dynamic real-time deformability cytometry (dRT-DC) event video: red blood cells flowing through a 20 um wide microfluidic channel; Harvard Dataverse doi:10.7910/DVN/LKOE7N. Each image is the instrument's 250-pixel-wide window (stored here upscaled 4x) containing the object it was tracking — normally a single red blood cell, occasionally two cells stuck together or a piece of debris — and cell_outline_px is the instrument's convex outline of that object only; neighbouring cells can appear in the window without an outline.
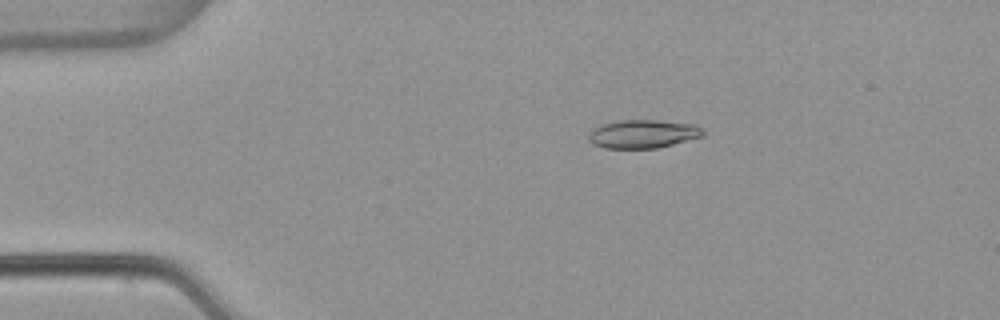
{"species": "common noctule bat (a hibernating species)", "species_latin": "Nyctalus noctula", "temperature_condition": "warm", "stored_images_in_passage": 7, "camera_frame_rate_fps": 3000, "um_per_image_px": 0.085, "animal": {"sex": "female", "body_mass_g": 22.7, "forearm_length_mm": 54.2}, "frame": {"image": 1, "passage_image": 3, "time_ms": 0.667, "image_size_px": [1000, 320], "cell_outline_px": [[704, 136], [656, 148], [604, 148], [592, 144], [588, 140], [588, 136], [592, 128], [600, 124], [620, 120], [660, 120], [696, 124], [704, 128]], "centroid_in_image_um": [54.65, 11.37], "position_along_channel_um": 30.4, "area_um2": 19.19}}
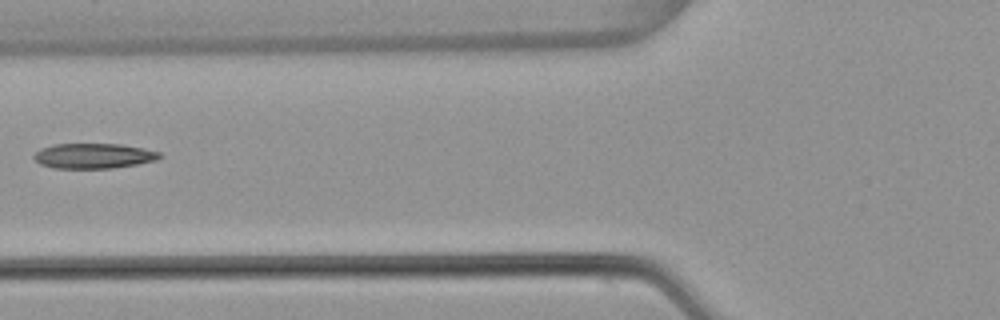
{"frame": {"image": 2, "passage_image": 6, "time_ms": 1.667, "image_size_px": [1000, 320], "cell_outline_px": [[160, 156], [156, 160], [136, 164], [112, 168], [52, 168], [40, 164], [32, 156], [40, 148], [52, 144], [120, 144], [144, 148], [160, 152]], "centroid_in_image_um": [7.92, 13.24], "position_along_channel_um": 117.9, "area_um2": 18.38}}
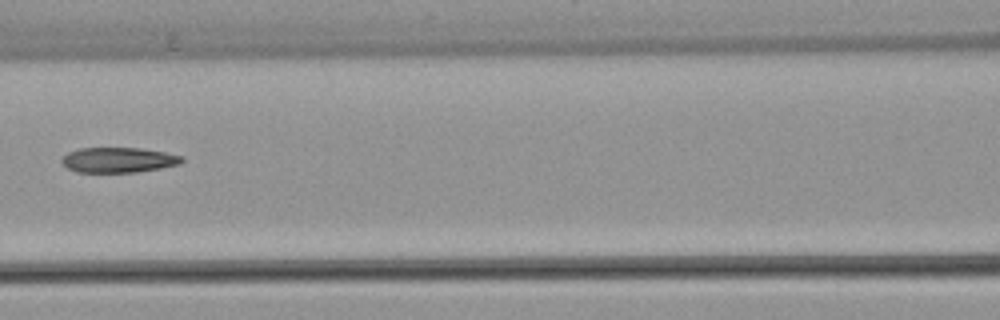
{"frame": {"image": 3, "passage_image": 7, "time_ms": 2.0, "image_size_px": [1000, 320], "cell_outline_px": [[184, 160], [180, 164], [160, 168], [136, 172], [76, 172], [68, 168], [60, 160], [68, 152], [80, 148], [140, 148], [164, 152], [184, 156]], "centroid_in_image_um": [10.08, 13.59], "position_along_channel_um": 156.5, "area_um2": 17.57}}